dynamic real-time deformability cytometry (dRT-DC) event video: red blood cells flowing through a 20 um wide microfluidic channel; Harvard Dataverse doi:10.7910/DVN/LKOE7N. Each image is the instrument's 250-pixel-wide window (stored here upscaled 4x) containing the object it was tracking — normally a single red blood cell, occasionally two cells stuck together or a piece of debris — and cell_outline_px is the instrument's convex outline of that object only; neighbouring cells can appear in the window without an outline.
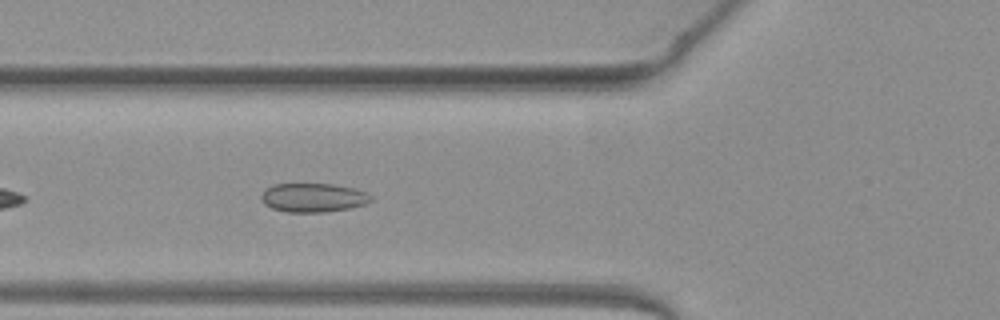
{"species": "common noctule bat (a hibernating species)", "species_latin": "Nyctalus noctula", "temperature_condition": "warm", "stored_images_in_passage": 33, "camera_frame_rate_fps": 3000, "um_per_image_px": 0.085, "animal": {"sex": "female", "body_mass_g": 19.3, "forearm_length_mm": 54.1}, "frame": {"image": 1, "passage_image": 4, "time_ms": 1.0, "image_size_px": [1000, 320], "cell_outline_px": [[372, 200], [364, 204], [348, 208], [324, 212], [284, 212], [272, 208], [264, 204], [260, 200], [260, 196], [272, 184], [332, 184], [356, 188], [368, 192], [372, 196]], "centroid_in_image_um": [26.62, 16.79], "position_along_channel_um": 99.2, "area_um2": 18.55}}
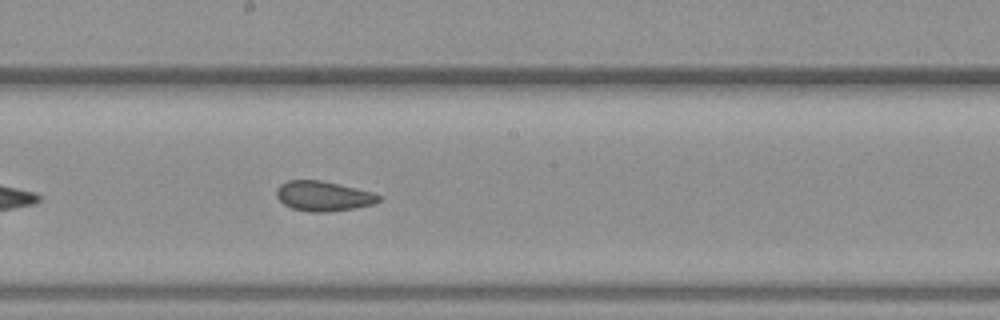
{"frame": {"image": 2, "passage_image": 13, "time_ms": 4.0, "image_size_px": [1000, 320], "cell_outline_px": [[384, 196], [380, 200], [372, 204], [356, 208], [328, 212], [312, 212], [292, 208], [284, 204], [276, 196], [276, 188], [280, 184], [288, 180], [320, 180], [340, 184], [372, 192]], "centroid_in_image_um": [27.49, 16.66], "position_along_channel_um": 220.7, "area_um2": 17.92}}
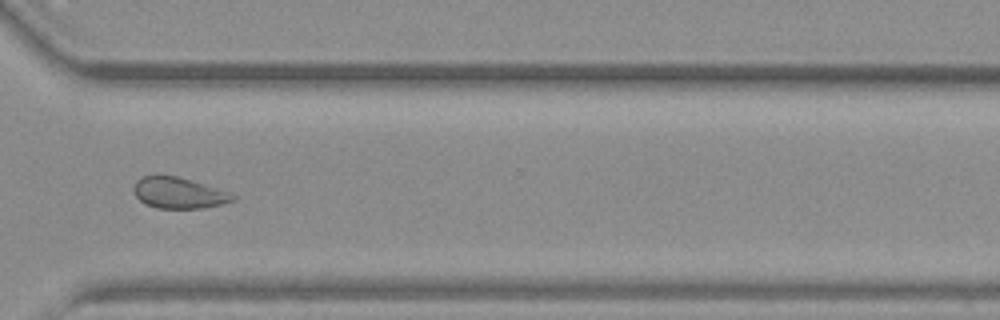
{"frame": {"image": 3, "passage_image": 23, "time_ms": 7.333, "image_size_px": [1000, 320], "cell_outline_px": [[236, 200], [224, 204], [204, 208], [156, 208], [144, 204], [136, 196], [132, 188], [136, 180], [140, 176], [176, 176], [228, 192], [236, 196]], "centroid_in_image_um": [15.16, 16.42], "position_along_channel_um": 355.4, "area_um2": 17.8}, "authors_computed_cell_mechanics": {"area_um2": 18.5538, "velocity_mm_per_s": 4.0424, "shape_relaxation_time_tau1_ms": 3.7223, "shape_relaxation_time_tau2_ms": 1.5557, "deformation_change_tau1": 0.052, "deformation_change_tau2": 0.0678}}